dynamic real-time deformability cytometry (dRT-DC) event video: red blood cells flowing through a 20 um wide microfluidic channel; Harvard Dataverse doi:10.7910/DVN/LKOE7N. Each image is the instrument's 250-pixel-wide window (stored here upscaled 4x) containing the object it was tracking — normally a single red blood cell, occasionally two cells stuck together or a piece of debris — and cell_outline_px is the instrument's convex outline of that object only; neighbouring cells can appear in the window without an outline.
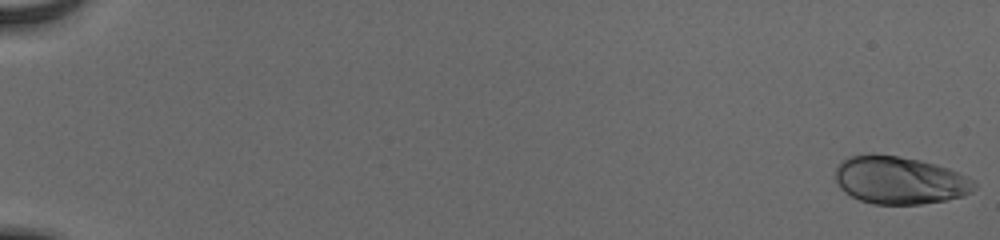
{"species": "human", "species_latin": "Homo sapiens", "temperature_condition": "cold", "stored_images_in_passage": 55, "camera_frame_rate_fps": 3000, "um_per_image_px": 0.085, "donor": {"sex": "male"}, "frame": {"image": 1, "passage_image": 1, "time_ms": 0.0, "image_size_px": [1000, 240], "cell_outline_px": [[976, 188], [972, 192], [964, 196], [944, 200], [920, 204], [872, 204], [860, 200], [844, 192], [840, 188], [836, 180], [836, 168], [840, 160], [848, 156], [868, 152], [872, 152], [920, 160], [936, 164], [948, 168], [968, 176], [976, 184]], "centroid_in_image_um": [76.45, 15.3], "position_along_channel_um": 8.6, "area_um2": 39.07}}
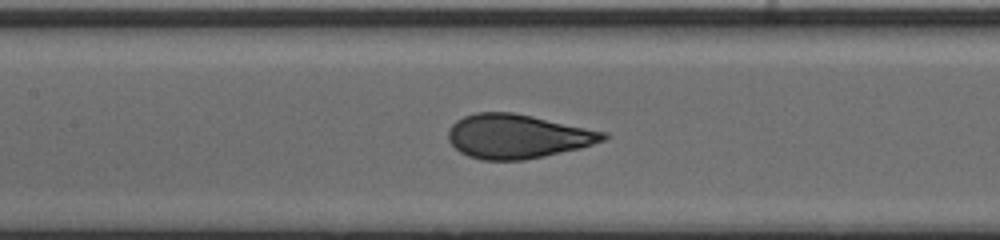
{"frame": {"image": 2, "passage_image": 29, "time_ms": 9.333, "image_size_px": [1000, 240], "cell_outline_px": [[608, 136], [604, 140], [580, 148], [544, 156], [524, 160], [480, 160], [468, 156], [460, 152], [448, 140], [448, 128], [456, 120], [464, 116], [476, 112], [512, 112], [532, 116], [608, 132]], "centroid_in_image_um": [43.96, 11.59], "position_along_channel_um": 163.4, "area_um2": 39.88}}
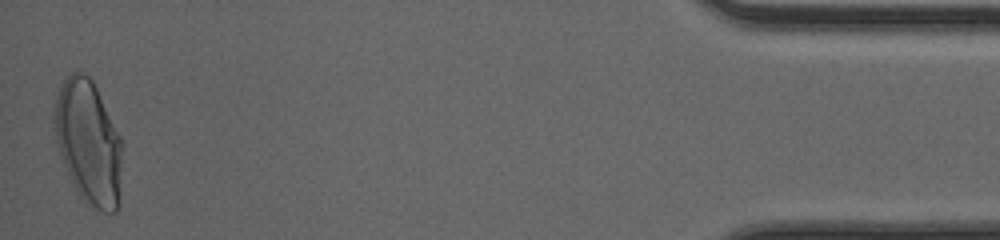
{"frame": {"image": 3, "passage_image": 55, "time_ms": 18.0, "image_size_px": [1000, 240], "cell_outline_px": [[124, 144], [120, 204], [116, 212], [104, 212], [96, 208], [84, 200], [76, 192], [60, 156], [56, 140], [52, 120], [56, 92], [64, 80], [72, 72], [84, 72], [92, 80]], "centroid_in_image_um": [7.53, 12.12], "position_along_channel_um": 427.7, "area_um2": 49.77}, "authors_computed_cell_mechanics": {"area_um2": 39.3618, "velocity_mm_per_s": 3.9106, "shape_relaxation_time_tau1_ms": 5.553, "shape_relaxation_time_tau2_ms": null, "deformation_change_tau1": 0.2244, "deformation_change_tau2": null}}